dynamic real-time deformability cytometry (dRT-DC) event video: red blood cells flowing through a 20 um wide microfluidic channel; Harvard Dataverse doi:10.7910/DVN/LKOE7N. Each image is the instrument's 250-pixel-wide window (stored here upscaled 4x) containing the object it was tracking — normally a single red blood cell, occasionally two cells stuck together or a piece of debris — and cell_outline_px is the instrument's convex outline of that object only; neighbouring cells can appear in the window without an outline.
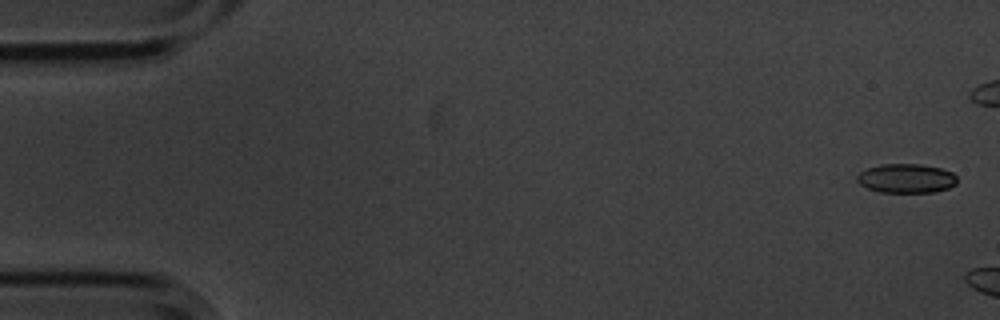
{"species": "common noctule bat (a hibernating species)", "species_latin": "Nyctalus noctula", "temperature_condition": "cold", "stored_images_in_passage": 9, "camera_frame_rate_fps": 3000, "um_per_image_px": 0.085, "animal": {"sex": "male", "body_mass_g": 20.1, "forearm_length_mm": 53.5}, "frame": {"image": 1, "passage_image": 1, "time_ms": 0.0, "image_size_px": [1000, 320], "cell_outline_px": [[956, 184], [948, 188], [936, 192], [880, 192], [868, 188], [860, 184], [856, 180], [856, 176], [860, 172], [868, 168], [880, 164], [920, 164], [940, 168], [952, 172], [956, 176]], "centroid_in_image_um": [77.03, 15.16], "position_along_channel_um": 8.0, "area_um2": 16.99}}